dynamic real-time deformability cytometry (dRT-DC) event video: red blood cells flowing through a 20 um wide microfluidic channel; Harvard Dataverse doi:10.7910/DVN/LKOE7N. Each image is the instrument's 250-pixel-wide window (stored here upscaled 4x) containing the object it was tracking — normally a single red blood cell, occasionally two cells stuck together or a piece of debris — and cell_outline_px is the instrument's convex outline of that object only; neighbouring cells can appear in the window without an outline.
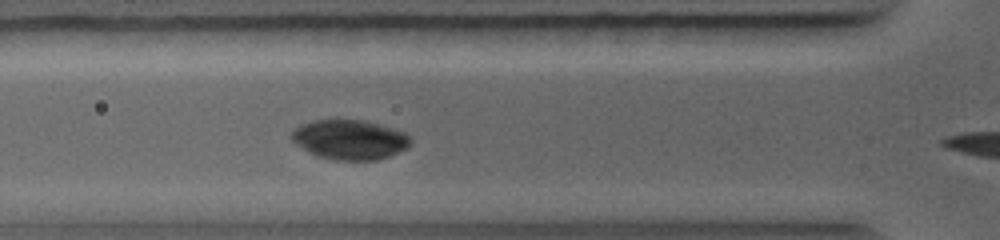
{"species": "common noctule bat (a hibernating species)", "species_latin": "Nyctalus noctula", "temperature_condition": "warm", "stored_images_in_passage": 8, "camera_frame_rate_fps": 5000, "um_per_image_px": 0.085, "animal": {"sex": "female", "body_mass_g": 19.0, "forearm_length_mm": 56.7}, "frame": {"image": 1, "passage_image": 6, "time_ms": 2.4, "image_size_px": [1000, 240], "cell_outline_px": [[412, 140], [408, 148], [388, 156], [376, 160], [332, 160], [316, 156], [296, 144], [292, 140], [292, 132], [300, 124], [312, 120], [336, 116], [364, 120], [380, 124], [404, 132]], "centroid_in_image_um": [29.7, 11.82], "position_along_channel_um": 96.1, "area_um2": 28.26}}